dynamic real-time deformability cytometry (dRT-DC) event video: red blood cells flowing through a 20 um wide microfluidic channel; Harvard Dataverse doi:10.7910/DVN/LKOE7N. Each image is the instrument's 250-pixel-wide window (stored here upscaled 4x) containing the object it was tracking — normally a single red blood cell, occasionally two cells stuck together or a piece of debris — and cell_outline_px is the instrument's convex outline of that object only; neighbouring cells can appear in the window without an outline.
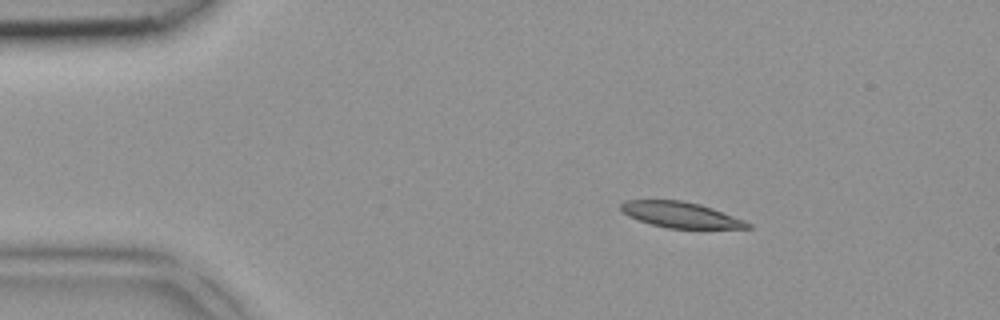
{"species": "common noctule bat (a hibernating species)", "species_latin": "Nyctalus noctula", "temperature_condition": "room temperature", "stored_images_in_passage": 3, "camera_frame_rate_fps": 3000, "um_per_image_px": 0.085, "animal": {"sex": "female", "body_mass_g": 18.4}, "frame": {"image": 1, "passage_image": 1, "time_ms": 0.0, "image_size_px": [1000, 320], "cell_outline_px": [[752, 228], [668, 228], [652, 224], [628, 216], [620, 208], [620, 204], [624, 200], [680, 200], [700, 204], [712, 208], [744, 220], [752, 224]], "centroid_in_image_um": [57.85, 18.25], "position_along_channel_um": 27.1, "area_um2": 18.79}}